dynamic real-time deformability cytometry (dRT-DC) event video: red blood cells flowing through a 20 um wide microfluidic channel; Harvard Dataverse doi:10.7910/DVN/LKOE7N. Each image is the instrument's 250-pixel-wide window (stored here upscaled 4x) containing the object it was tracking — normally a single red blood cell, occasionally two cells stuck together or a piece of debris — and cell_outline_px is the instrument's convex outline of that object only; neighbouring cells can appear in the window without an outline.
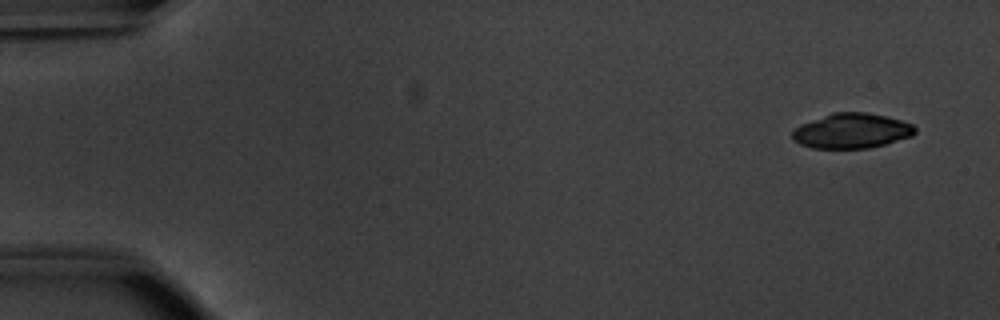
{"species": "common noctule bat (a hibernating species)", "species_latin": "Nyctalus noctula", "temperature_condition": "warm", "stored_images_in_passage": 51, "camera_frame_rate_fps": 3000, "um_per_image_px": 0.085, "animal": {"sex": "male", "body_mass_g": 20.1, "forearm_length_mm": 53.5}, "frame": {"image": 1, "passage_image": 1, "time_ms": 0.0, "image_size_px": [1000, 320], "cell_outline_px": [[916, 132], [912, 136], [884, 144], [868, 148], [812, 148], [800, 144], [792, 140], [792, 132], [800, 124], [832, 112], [868, 112], [888, 116], [912, 124], [916, 128]], "centroid_in_image_um": [72.38, 11.11], "position_along_channel_um": 12.6, "area_um2": 25.09}}